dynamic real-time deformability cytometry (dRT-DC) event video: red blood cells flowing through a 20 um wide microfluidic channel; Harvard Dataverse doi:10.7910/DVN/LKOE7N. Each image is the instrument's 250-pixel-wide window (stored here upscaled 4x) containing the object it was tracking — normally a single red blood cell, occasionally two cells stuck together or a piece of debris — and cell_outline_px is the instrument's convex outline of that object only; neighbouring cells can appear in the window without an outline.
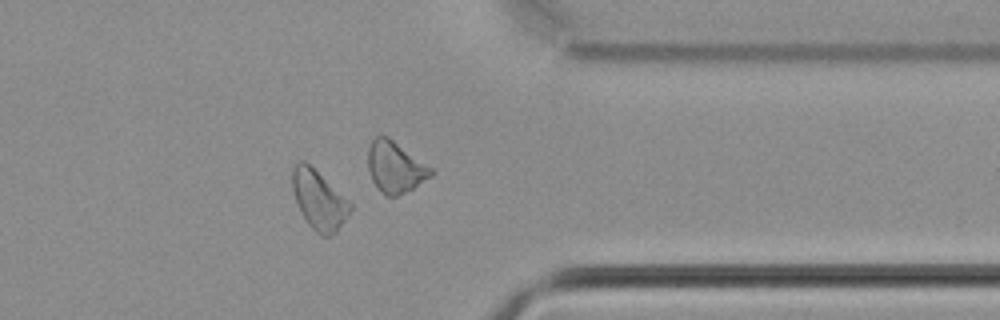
{"species": "common noctule bat (a hibernating species)", "species_latin": "Nyctalus noctula", "temperature_condition": "cold", "stored_images_in_passage": 34, "camera_frame_rate_fps": 3000, "um_per_image_px": 0.085, "animal": {"sex": "male", "body_mass_g": 21.5, "forearm_length_mm": 52.0}, "frame": {"image": 1, "passage_image": 25, "time_ms": 8.0, "image_size_px": [1000, 320], "cell_outline_px": [[352, 208], [336, 232], [328, 236], [320, 236], [308, 224], [300, 212], [292, 188], [292, 168], [300, 160], [304, 160], [352, 204]], "centroid_in_image_um": [27.08, 17.01], "position_along_channel_um": 384.3, "area_um2": 19.48}}